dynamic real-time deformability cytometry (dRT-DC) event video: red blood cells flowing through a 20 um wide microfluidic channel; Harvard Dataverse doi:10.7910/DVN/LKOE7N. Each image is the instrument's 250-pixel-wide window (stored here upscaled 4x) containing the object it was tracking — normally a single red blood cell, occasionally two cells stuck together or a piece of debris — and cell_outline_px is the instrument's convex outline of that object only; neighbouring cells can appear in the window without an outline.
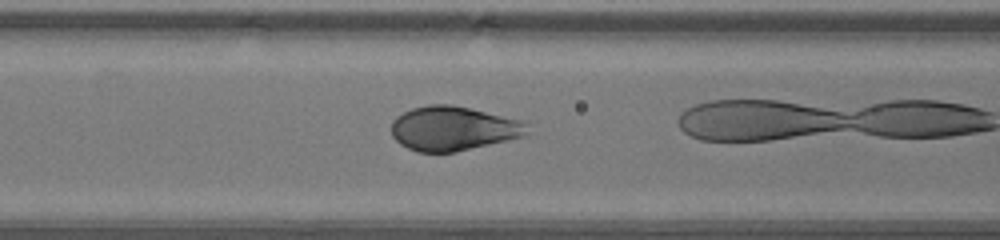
{"species": "human", "species_latin": "Homo sapiens", "temperature_condition": "warm", "stored_images_in_passage": 22, "camera_frame_rate_fps": 3000, "um_per_image_px": 0.085, "donor": {"sex": "male"}, "frame": {"image": 1, "passage_image": 13, "time_ms": 4.0, "image_size_px": [1000, 240], "cell_outline_px": [[528, 132], [524, 136], [508, 140], [452, 152], [416, 152], [400, 144], [392, 136], [392, 120], [396, 116], [412, 108], [428, 104], [452, 104], [524, 120]], "centroid_in_image_um": [38.5, 10.9], "position_along_channel_um": 128.1, "area_um2": 35.08}}